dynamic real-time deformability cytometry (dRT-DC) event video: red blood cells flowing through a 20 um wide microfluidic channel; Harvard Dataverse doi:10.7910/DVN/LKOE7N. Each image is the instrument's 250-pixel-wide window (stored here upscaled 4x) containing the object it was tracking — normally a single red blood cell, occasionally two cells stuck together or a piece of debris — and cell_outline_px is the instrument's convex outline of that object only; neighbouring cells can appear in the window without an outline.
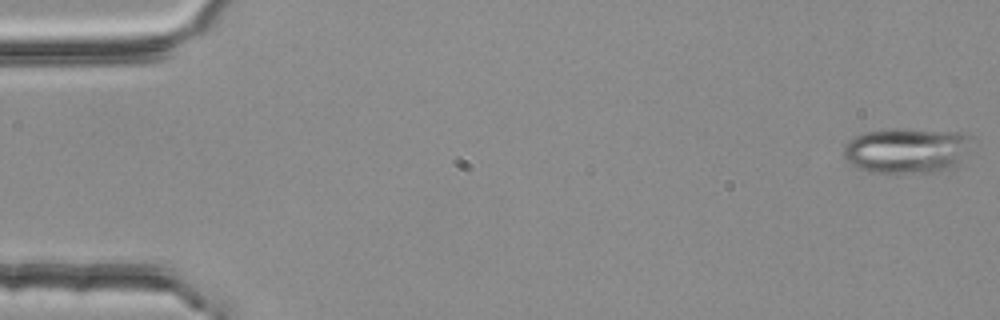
{"species": "common noctule bat (a hibernating species)", "species_latin": "Nyctalus noctula", "temperature_condition": "room temperature", "stored_images_in_passage": 4, "camera_frame_rate_fps": 3000, "um_per_image_px": 0.085, "animal": {"sex": "female", "body_mass_g": 25.1}, "frame": {"image": 1, "passage_image": 1, "time_ms": 0.0, "image_size_px": [1000, 320], "cell_outline_px": [[976, 140], [956, 168], [940, 172], [872, 172], [860, 168], [852, 164], [844, 156], [844, 144], [848, 140], [864, 132], [968, 132]], "centroid_in_image_um": [77.19, 12.84], "position_along_channel_um": 7.8, "area_um2": 33.12}}